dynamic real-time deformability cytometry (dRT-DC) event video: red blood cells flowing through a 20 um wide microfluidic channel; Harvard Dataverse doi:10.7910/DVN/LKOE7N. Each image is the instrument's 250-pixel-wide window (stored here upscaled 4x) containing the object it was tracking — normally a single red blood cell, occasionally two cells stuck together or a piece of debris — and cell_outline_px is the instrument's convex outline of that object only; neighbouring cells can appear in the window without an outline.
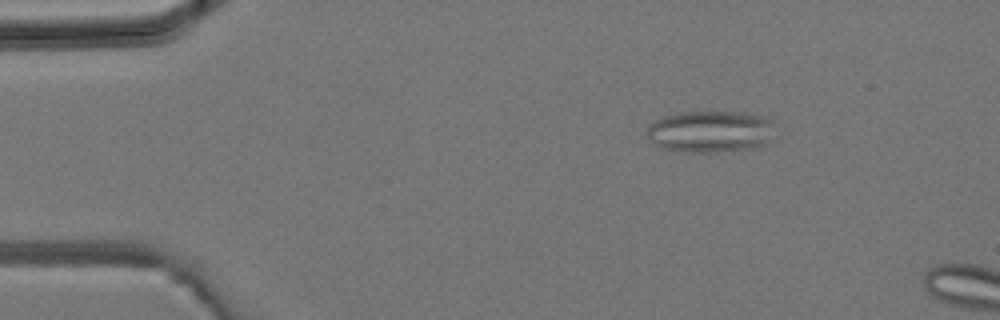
{"species": "common noctule bat (a hibernating species)", "species_latin": "Nyctalus noctula", "temperature_condition": "room temperature", "stored_images_in_passage": 10, "camera_frame_rate_fps": 3000, "um_per_image_px": 0.085, "animal": {"sex": "male", "body_mass_g": 19.2, "forearm_length_mm": 51.8}, "frame": {"image": 1, "passage_image": 7, "time_ms": 2.0, "image_size_px": [1000, 320], "cell_outline_px": [[768, 140], [764, 144], [752, 148], [716, 152], [692, 152], [664, 148], [648, 140], [648, 124], [652, 120], [664, 116], [680, 112], [740, 112], [760, 116], [768, 120]], "centroid_in_image_um": [60.24, 11.17], "position_along_channel_um": 24.8, "area_um2": 30.35}}